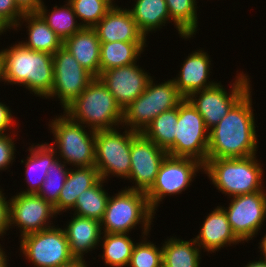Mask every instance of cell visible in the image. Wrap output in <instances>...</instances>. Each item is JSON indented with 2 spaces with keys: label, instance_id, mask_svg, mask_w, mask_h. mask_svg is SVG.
Wrapping results in <instances>:
<instances>
[{
  "label": "cell",
  "instance_id": "7402d4cb",
  "mask_svg": "<svg viewBox=\"0 0 266 267\" xmlns=\"http://www.w3.org/2000/svg\"><path fill=\"white\" fill-rule=\"evenodd\" d=\"M64 228L70 252L75 258L83 259L84 253L92 251L99 244L102 234L99 220L74 216Z\"/></svg>",
  "mask_w": 266,
  "mask_h": 267
},
{
  "label": "cell",
  "instance_id": "f546056e",
  "mask_svg": "<svg viewBox=\"0 0 266 267\" xmlns=\"http://www.w3.org/2000/svg\"><path fill=\"white\" fill-rule=\"evenodd\" d=\"M103 181L100 178L92 187L79 194L73 209L74 215L99 221L103 219L109 200L108 193L102 189Z\"/></svg>",
  "mask_w": 266,
  "mask_h": 267
},
{
  "label": "cell",
  "instance_id": "2e32d148",
  "mask_svg": "<svg viewBox=\"0 0 266 267\" xmlns=\"http://www.w3.org/2000/svg\"><path fill=\"white\" fill-rule=\"evenodd\" d=\"M9 201V226L20 227L21 237L53 227L49 220L57 215L55 208L38 194L18 193Z\"/></svg>",
  "mask_w": 266,
  "mask_h": 267
},
{
  "label": "cell",
  "instance_id": "f6af8a7d",
  "mask_svg": "<svg viewBox=\"0 0 266 267\" xmlns=\"http://www.w3.org/2000/svg\"><path fill=\"white\" fill-rule=\"evenodd\" d=\"M259 244H260L259 249H261L260 252H261V254L263 253L262 257H264V260H266V234L262 238V240H261V242Z\"/></svg>",
  "mask_w": 266,
  "mask_h": 267
},
{
  "label": "cell",
  "instance_id": "e575fe53",
  "mask_svg": "<svg viewBox=\"0 0 266 267\" xmlns=\"http://www.w3.org/2000/svg\"><path fill=\"white\" fill-rule=\"evenodd\" d=\"M83 27L93 28L113 7L106 0H68Z\"/></svg>",
  "mask_w": 266,
  "mask_h": 267
},
{
  "label": "cell",
  "instance_id": "30bf717a",
  "mask_svg": "<svg viewBox=\"0 0 266 267\" xmlns=\"http://www.w3.org/2000/svg\"><path fill=\"white\" fill-rule=\"evenodd\" d=\"M20 248L34 267H57L75 259L64 229L54 226L24 235Z\"/></svg>",
  "mask_w": 266,
  "mask_h": 267
},
{
  "label": "cell",
  "instance_id": "ab89813d",
  "mask_svg": "<svg viewBox=\"0 0 266 267\" xmlns=\"http://www.w3.org/2000/svg\"><path fill=\"white\" fill-rule=\"evenodd\" d=\"M14 121L9 107L0 102V135H4L5 130L13 127Z\"/></svg>",
  "mask_w": 266,
  "mask_h": 267
},
{
  "label": "cell",
  "instance_id": "277c9868",
  "mask_svg": "<svg viewBox=\"0 0 266 267\" xmlns=\"http://www.w3.org/2000/svg\"><path fill=\"white\" fill-rule=\"evenodd\" d=\"M256 155L243 158L207 159L203 170L220 192L229 197L262 191L263 169Z\"/></svg>",
  "mask_w": 266,
  "mask_h": 267
},
{
  "label": "cell",
  "instance_id": "5b68a950",
  "mask_svg": "<svg viewBox=\"0 0 266 267\" xmlns=\"http://www.w3.org/2000/svg\"><path fill=\"white\" fill-rule=\"evenodd\" d=\"M154 212L145 192L124 189L109 196L107 207L100 221L102 233L128 234L137 224H142V237L148 236Z\"/></svg>",
  "mask_w": 266,
  "mask_h": 267
},
{
  "label": "cell",
  "instance_id": "ffe728a7",
  "mask_svg": "<svg viewBox=\"0 0 266 267\" xmlns=\"http://www.w3.org/2000/svg\"><path fill=\"white\" fill-rule=\"evenodd\" d=\"M194 239L200 249L205 248L208 252H215L225 245L241 243L229 224L224 206H217L206 217L199 235Z\"/></svg>",
  "mask_w": 266,
  "mask_h": 267
},
{
  "label": "cell",
  "instance_id": "1f68e13d",
  "mask_svg": "<svg viewBox=\"0 0 266 267\" xmlns=\"http://www.w3.org/2000/svg\"><path fill=\"white\" fill-rule=\"evenodd\" d=\"M170 19L181 37L191 38L197 31L196 0H165ZM196 5V6H195Z\"/></svg>",
  "mask_w": 266,
  "mask_h": 267
},
{
  "label": "cell",
  "instance_id": "4fadbf2b",
  "mask_svg": "<svg viewBox=\"0 0 266 267\" xmlns=\"http://www.w3.org/2000/svg\"><path fill=\"white\" fill-rule=\"evenodd\" d=\"M54 83L50 97H58L65 109L95 79L63 46L53 54Z\"/></svg>",
  "mask_w": 266,
  "mask_h": 267
},
{
  "label": "cell",
  "instance_id": "83f0119b",
  "mask_svg": "<svg viewBox=\"0 0 266 267\" xmlns=\"http://www.w3.org/2000/svg\"><path fill=\"white\" fill-rule=\"evenodd\" d=\"M178 121V106L162 112L145 128L142 134L158 147L175 157V130Z\"/></svg>",
  "mask_w": 266,
  "mask_h": 267
},
{
  "label": "cell",
  "instance_id": "d590c367",
  "mask_svg": "<svg viewBox=\"0 0 266 267\" xmlns=\"http://www.w3.org/2000/svg\"><path fill=\"white\" fill-rule=\"evenodd\" d=\"M146 238L134 245L129 267H163L162 247L159 249L152 242H147Z\"/></svg>",
  "mask_w": 266,
  "mask_h": 267
},
{
  "label": "cell",
  "instance_id": "74e56055",
  "mask_svg": "<svg viewBox=\"0 0 266 267\" xmlns=\"http://www.w3.org/2000/svg\"><path fill=\"white\" fill-rule=\"evenodd\" d=\"M10 135H0V170L8 168L14 159L15 144Z\"/></svg>",
  "mask_w": 266,
  "mask_h": 267
},
{
  "label": "cell",
  "instance_id": "44dd1931",
  "mask_svg": "<svg viewBox=\"0 0 266 267\" xmlns=\"http://www.w3.org/2000/svg\"><path fill=\"white\" fill-rule=\"evenodd\" d=\"M63 47L67 49L87 71L95 77L100 75V47L94 28L83 27L63 41Z\"/></svg>",
  "mask_w": 266,
  "mask_h": 267
},
{
  "label": "cell",
  "instance_id": "484cf974",
  "mask_svg": "<svg viewBox=\"0 0 266 267\" xmlns=\"http://www.w3.org/2000/svg\"><path fill=\"white\" fill-rule=\"evenodd\" d=\"M100 73L137 62L145 42H100Z\"/></svg>",
  "mask_w": 266,
  "mask_h": 267
},
{
  "label": "cell",
  "instance_id": "3957f363",
  "mask_svg": "<svg viewBox=\"0 0 266 267\" xmlns=\"http://www.w3.org/2000/svg\"><path fill=\"white\" fill-rule=\"evenodd\" d=\"M64 114L94 131L114 129L123 120V110L98 77L64 109Z\"/></svg>",
  "mask_w": 266,
  "mask_h": 267
},
{
  "label": "cell",
  "instance_id": "7a4b0ae2",
  "mask_svg": "<svg viewBox=\"0 0 266 267\" xmlns=\"http://www.w3.org/2000/svg\"><path fill=\"white\" fill-rule=\"evenodd\" d=\"M1 80L21 84L39 97H48L54 83L53 55L20 42L0 51Z\"/></svg>",
  "mask_w": 266,
  "mask_h": 267
},
{
  "label": "cell",
  "instance_id": "6da1fadb",
  "mask_svg": "<svg viewBox=\"0 0 266 267\" xmlns=\"http://www.w3.org/2000/svg\"><path fill=\"white\" fill-rule=\"evenodd\" d=\"M249 89L227 115L209 130L207 159L256 155L257 135Z\"/></svg>",
  "mask_w": 266,
  "mask_h": 267
},
{
  "label": "cell",
  "instance_id": "9c48e42d",
  "mask_svg": "<svg viewBox=\"0 0 266 267\" xmlns=\"http://www.w3.org/2000/svg\"><path fill=\"white\" fill-rule=\"evenodd\" d=\"M175 134V157L193 158L204 165L207 161L209 129L186 98L178 105Z\"/></svg>",
  "mask_w": 266,
  "mask_h": 267
},
{
  "label": "cell",
  "instance_id": "bcb514c9",
  "mask_svg": "<svg viewBox=\"0 0 266 267\" xmlns=\"http://www.w3.org/2000/svg\"><path fill=\"white\" fill-rule=\"evenodd\" d=\"M6 30H7V27L2 22H0V35L1 33L6 32Z\"/></svg>",
  "mask_w": 266,
  "mask_h": 267
},
{
  "label": "cell",
  "instance_id": "ac0fdd59",
  "mask_svg": "<svg viewBox=\"0 0 266 267\" xmlns=\"http://www.w3.org/2000/svg\"><path fill=\"white\" fill-rule=\"evenodd\" d=\"M93 28L100 42H146L126 8L113 6Z\"/></svg>",
  "mask_w": 266,
  "mask_h": 267
},
{
  "label": "cell",
  "instance_id": "9a60e30c",
  "mask_svg": "<svg viewBox=\"0 0 266 267\" xmlns=\"http://www.w3.org/2000/svg\"><path fill=\"white\" fill-rule=\"evenodd\" d=\"M167 151L158 147L142 133H137L131 141V170L128 179L135 181L131 190L147 192L153 185L159 167L166 157Z\"/></svg>",
  "mask_w": 266,
  "mask_h": 267
},
{
  "label": "cell",
  "instance_id": "f35d334b",
  "mask_svg": "<svg viewBox=\"0 0 266 267\" xmlns=\"http://www.w3.org/2000/svg\"><path fill=\"white\" fill-rule=\"evenodd\" d=\"M0 189V236L9 229L10 201L7 200Z\"/></svg>",
  "mask_w": 266,
  "mask_h": 267
},
{
  "label": "cell",
  "instance_id": "b9f144b4",
  "mask_svg": "<svg viewBox=\"0 0 266 267\" xmlns=\"http://www.w3.org/2000/svg\"><path fill=\"white\" fill-rule=\"evenodd\" d=\"M57 267H87L85 259L75 258L72 261Z\"/></svg>",
  "mask_w": 266,
  "mask_h": 267
},
{
  "label": "cell",
  "instance_id": "e0dca14e",
  "mask_svg": "<svg viewBox=\"0 0 266 267\" xmlns=\"http://www.w3.org/2000/svg\"><path fill=\"white\" fill-rule=\"evenodd\" d=\"M136 64L111 68L98 76L122 110L146 90L152 78Z\"/></svg>",
  "mask_w": 266,
  "mask_h": 267
},
{
  "label": "cell",
  "instance_id": "f1b7e54d",
  "mask_svg": "<svg viewBox=\"0 0 266 267\" xmlns=\"http://www.w3.org/2000/svg\"><path fill=\"white\" fill-rule=\"evenodd\" d=\"M200 250L195 239L184 241L170 237L162 246L163 267H199Z\"/></svg>",
  "mask_w": 266,
  "mask_h": 267
},
{
  "label": "cell",
  "instance_id": "8992f818",
  "mask_svg": "<svg viewBox=\"0 0 266 267\" xmlns=\"http://www.w3.org/2000/svg\"><path fill=\"white\" fill-rule=\"evenodd\" d=\"M153 80L151 78L146 90L123 109L122 125L131 131L142 133L159 114L177 107L185 99L172 79L156 85Z\"/></svg>",
  "mask_w": 266,
  "mask_h": 267
},
{
  "label": "cell",
  "instance_id": "7c38bea8",
  "mask_svg": "<svg viewBox=\"0 0 266 267\" xmlns=\"http://www.w3.org/2000/svg\"><path fill=\"white\" fill-rule=\"evenodd\" d=\"M199 169L203 171V164L196 159L167 154L159 167L152 187L145 193L151 209L155 212L165 196L177 195L190 187L192 178Z\"/></svg>",
  "mask_w": 266,
  "mask_h": 267
},
{
  "label": "cell",
  "instance_id": "836d02e7",
  "mask_svg": "<svg viewBox=\"0 0 266 267\" xmlns=\"http://www.w3.org/2000/svg\"><path fill=\"white\" fill-rule=\"evenodd\" d=\"M57 157L49 166L46 178L41 185L38 195L45 201L55 206L58 203L60 191L69 174V169L65 168V163Z\"/></svg>",
  "mask_w": 266,
  "mask_h": 267
},
{
  "label": "cell",
  "instance_id": "603a6c76",
  "mask_svg": "<svg viewBox=\"0 0 266 267\" xmlns=\"http://www.w3.org/2000/svg\"><path fill=\"white\" fill-rule=\"evenodd\" d=\"M77 168L69 170L67 179L60 191L58 203L54 206L57 214L62 211L65 212L66 209H73L79 194L92 187L100 179L95 166Z\"/></svg>",
  "mask_w": 266,
  "mask_h": 267
},
{
  "label": "cell",
  "instance_id": "8fae6325",
  "mask_svg": "<svg viewBox=\"0 0 266 267\" xmlns=\"http://www.w3.org/2000/svg\"><path fill=\"white\" fill-rule=\"evenodd\" d=\"M245 75L242 72L236 76L237 79L233 85L230 84L232 86L230 93H227L220 83H216L214 86L196 91L186 98L203 117L209 130L217 125L232 106L250 89V78Z\"/></svg>",
  "mask_w": 266,
  "mask_h": 267
},
{
  "label": "cell",
  "instance_id": "4dcf8cb0",
  "mask_svg": "<svg viewBox=\"0 0 266 267\" xmlns=\"http://www.w3.org/2000/svg\"><path fill=\"white\" fill-rule=\"evenodd\" d=\"M66 6V7H65ZM45 5H41L37 13L47 25L64 41L83 28L82 23H77L78 18L69 2L62 7L55 6L48 13ZM48 13V14H47Z\"/></svg>",
  "mask_w": 266,
  "mask_h": 267
},
{
  "label": "cell",
  "instance_id": "52a82bcc",
  "mask_svg": "<svg viewBox=\"0 0 266 267\" xmlns=\"http://www.w3.org/2000/svg\"><path fill=\"white\" fill-rule=\"evenodd\" d=\"M52 119L51 132L55 137L54 145L58 156L62 157L63 163L72 164L75 167L95 166V133L89 129L85 131V126L73 121L66 114Z\"/></svg>",
  "mask_w": 266,
  "mask_h": 267
},
{
  "label": "cell",
  "instance_id": "c3c4849f",
  "mask_svg": "<svg viewBox=\"0 0 266 267\" xmlns=\"http://www.w3.org/2000/svg\"><path fill=\"white\" fill-rule=\"evenodd\" d=\"M0 81H2L1 80V61H0Z\"/></svg>",
  "mask_w": 266,
  "mask_h": 267
},
{
  "label": "cell",
  "instance_id": "d4e9b609",
  "mask_svg": "<svg viewBox=\"0 0 266 267\" xmlns=\"http://www.w3.org/2000/svg\"><path fill=\"white\" fill-rule=\"evenodd\" d=\"M21 19L28 24V41L20 42L25 47L53 55L63 46L62 39L47 25L38 13H24Z\"/></svg>",
  "mask_w": 266,
  "mask_h": 267
},
{
  "label": "cell",
  "instance_id": "4316f807",
  "mask_svg": "<svg viewBox=\"0 0 266 267\" xmlns=\"http://www.w3.org/2000/svg\"><path fill=\"white\" fill-rule=\"evenodd\" d=\"M133 9H128L140 32L146 37L148 32L171 21L165 0H136ZM164 23V24H163Z\"/></svg>",
  "mask_w": 266,
  "mask_h": 267
},
{
  "label": "cell",
  "instance_id": "ba28073f",
  "mask_svg": "<svg viewBox=\"0 0 266 267\" xmlns=\"http://www.w3.org/2000/svg\"><path fill=\"white\" fill-rule=\"evenodd\" d=\"M135 131L98 130L95 133V167L101 179L112 174L128 178L131 170L130 149Z\"/></svg>",
  "mask_w": 266,
  "mask_h": 267
},
{
  "label": "cell",
  "instance_id": "ee69618b",
  "mask_svg": "<svg viewBox=\"0 0 266 267\" xmlns=\"http://www.w3.org/2000/svg\"><path fill=\"white\" fill-rule=\"evenodd\" d=\"M6 257H7V255H5V252L3 251V249L0 246V267H8Z\"/></svg>",
  "mask_w": 266,
  "mask_h": 267
},
{
  "label": "cell",
  "instance_id": "7dc6e473",
  "mask_svg": "<svg viewBox=\"0 0 266 267\" xmlns=\"http://www.w3.org/2000/svg\"><path fill=\"white\" fill-rule=\"evenodd\" d=\"M107 2H109L112 6H116L114 3H113V0H106ZM114 4V5H113Z\"/></svg>",
  "mask_w": 266,
  "mask_h": 267
},
{
  "label": "cell",
  "instance_id": "8d00e7d4",
  "mask_svg": "<svg viewBox=\"0 0 266 267\" xmlns=\"http://www.w3.org/2000/svg\"><path fill=\"white\" fill-rule=\"evenodd\" d=\"M24 13L18 8L14 0H0V22L7 28L21 27V17Z\"/></svg>",
  "mask_w": 266,
  "mask_h": 267
},
{
  "label": "cell",
  "instance_id": "d6986e66",
  "mask_svg": "<svg viewBox=\"0 0 266 267\" xmlns=\"http://www.w3.org/2000/svg\"><path fill=\"white\" fill-rule=\"evenodd\" d=\"M210 65L211 60L208 54L202 50L194 51L187 57L181 67L180 74H178L179 76L173 79L179 93L184 98L196 91L204 90L216 84L208 80Z\"/></svg>",
  "mask_w": 266,
  "mask_h": 267
},
{
  "label": "cell",
  "instance_id": "5bb4252c",
  "mask_svg": "<svg viewBox=\"0 0 266 267\" xmlns=\"http://www.w3.org/2000/svg\"><path fill=\"white\" fill-rule=\"evenodd\" d=\"M224 211L234 234L243 241L252 239L266 218V192L235 196Z\"/></svg>",
  "mask_w": 266,
  "mask_h": 267
},
{
  "label": "cell",
  "instance_id": "cb8c5ba5",
  "mask_svg": "<svg viewBox=\"0 0 266 267\" xmlns=\"http://www.w3.org/2000/svg\"><path fill=\"white\" fill-rule=\"evenodd\" d=\"M31 146L28 150L30 151V156L27 157V161L25 162V180L29 187L26 189V191L20 192L25 194L38 193L46 178L49 166L57 158V153L55 152L56 148L52 147L46 142L44 144H37L35 145L36 147L34 144ZM34 173L36 175H34ZM35 176H37L36 179H34ZM31 177L33 180L30 179Z\"/></svg>",
  "mask_w": 266,
  "mask_h": 267
},
{
  "label": "cell",
  "instance_id": "7bdbcfd3",
  "mask_svg": "<svg viewBox=\"0 0 266 267\" xmlns=\"http://www.w3.org/2000/svg\"><path fill=\"white\" fill-rule=\"evenodd\" d=\"M245 267H266V260H258L249 262Z\"/></svg>",
  "mask_w": 266,
  "mask_h": 267
},
{
  "label": "cell",
  "instance_id": "d6a6232c",
  "mask_svg": "<svg viewBox=\"0 0 266 267\" xmlns=\"http://www.w3.org/2000/svg\"><path fill=\"white\" fill-rule=\"evenodd\" d=\"M128 234H109L103 236V260L111 267L128 266L135 245Z\"/></svg>",
  "mask_w": 266,
  "mask_h": 267
},
{
  "label": "cell",
  "instance_id": "60d3db41",
  "mask_svg": "<svg viewBox=\"0 0 266 267\" xmlns=\"http://www.w3.org/2000/svg\"><path fill=\"white\" fill-rule=\"evenodd\" d=\"M23 13H37L39 7L44 4L42 0H14Z\"/></svg>",
  "mask_w": 266,
  "mask_h": 267
}]
</instances>
